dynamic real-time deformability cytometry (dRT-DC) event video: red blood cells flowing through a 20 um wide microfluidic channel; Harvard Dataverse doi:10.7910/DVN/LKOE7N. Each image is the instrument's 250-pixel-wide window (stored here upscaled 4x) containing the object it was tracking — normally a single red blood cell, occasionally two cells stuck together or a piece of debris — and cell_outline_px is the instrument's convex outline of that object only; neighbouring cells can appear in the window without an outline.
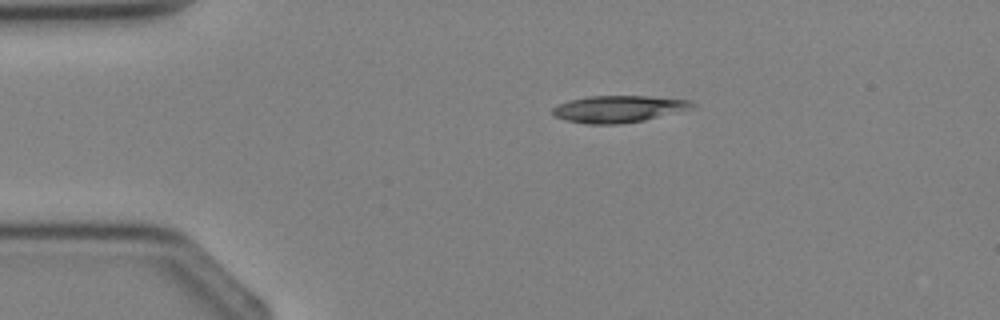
{"species": "Egyptian fruit bat (a non-hibernating species)", "species_latin": "Rousettus aegyptiacus", "temperature_condition": "cold", "stored_images_in_passage": 3, "camera_frame_rate_fps": 3000, "um_per_image_px": 0.085, "animal": {"sex": "female"}, "frame": {"image": 1, "passage_image": 1, "time_ms": 0.0, "image_size_px": [1000, 320], "cell_outline_px": [[696, 104], [688, 108], [644, 120], [620, 124], [588, 124], [564, 120], [556, 116], [552, 112], [552, 108], [560, 104], [572, 100], [588, 96], [648, 96], [692, 100]], "centroid_in_image_um": [52.54, 9.26], "position_along_channel_um": 32.5, "area_um2": 21.44}}
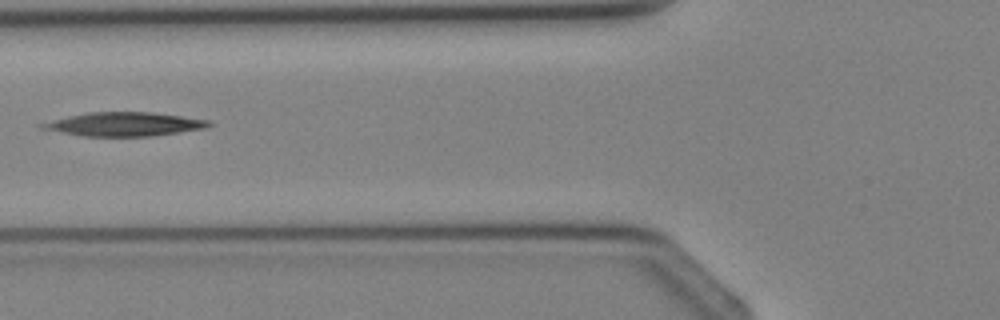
{"frame": {"image": 2, "passage_image": 3, "time_ms": 2.333, "image_size_px": [1000, 320], "cell_outline_px": [[212, 124], [204, 128], [148, 136], [80, 136], [40, 128], [40, 124], [68, 116], [88, 112], [152, 112], [208, 120]], "centroid_in_image_um": [10.52, 10.55], "position_along_channel_um": 115.3, "area_um2": 22.66}}